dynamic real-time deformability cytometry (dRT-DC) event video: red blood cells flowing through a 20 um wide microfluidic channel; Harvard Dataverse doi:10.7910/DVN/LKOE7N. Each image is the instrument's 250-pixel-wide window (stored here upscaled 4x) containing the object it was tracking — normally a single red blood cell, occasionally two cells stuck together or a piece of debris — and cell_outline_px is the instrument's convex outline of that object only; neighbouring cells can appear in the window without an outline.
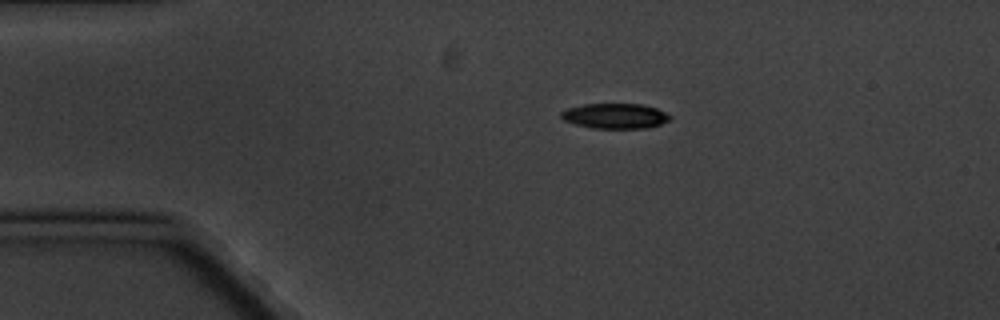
{"species": "common noctule bat (a hibernating species)", "species_latin": "Nyctalus noctula", "temperature_condition": "cold", "stored_images_in_passage": 8, "camera_frame_rate_fps": 3000, "um_per_image_px": 0.085, "animal": {"sex": "male", "body_mass_g": 20.1, "forearm_length_mm": 53.5}, "frame": {"image": 1, "passage_image": 1, "time_ms": 0.0, "image_size_px": [1000, 320], "cell_outline_px": [[672, 116], [668, 120], [660, 124], [644, 128], [592, 128], [576, 124], [564, 120], [560, 116], [560, 112], [568, 108], [584, 104], [640, 104], [656, 108]], "centroid_in_image_um": [52.26, 9.85], "position_along_channel_um": 32.7, "area_um2": 15.78}}
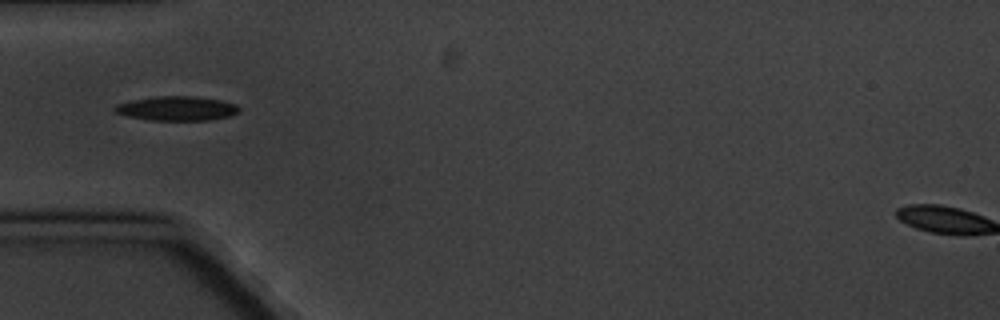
{"frame": {"image": 2, "passage_image": 3, "time_ms": 2.333, "image_size_px": [1000, 320], "cell_outline_px": [[240, 112], [228, 116], [208, 120], [152, 120], [128, 116], [116, 112], [112, 108], [116, 104], [132, 100], [156, 96], [192, 96], [220, 100], [236, 104], [240, 108]], "centroid_in_image_um": [15.03, 9.21], "position_along_channel_um": 70.0, "area_um2": 17.51}}